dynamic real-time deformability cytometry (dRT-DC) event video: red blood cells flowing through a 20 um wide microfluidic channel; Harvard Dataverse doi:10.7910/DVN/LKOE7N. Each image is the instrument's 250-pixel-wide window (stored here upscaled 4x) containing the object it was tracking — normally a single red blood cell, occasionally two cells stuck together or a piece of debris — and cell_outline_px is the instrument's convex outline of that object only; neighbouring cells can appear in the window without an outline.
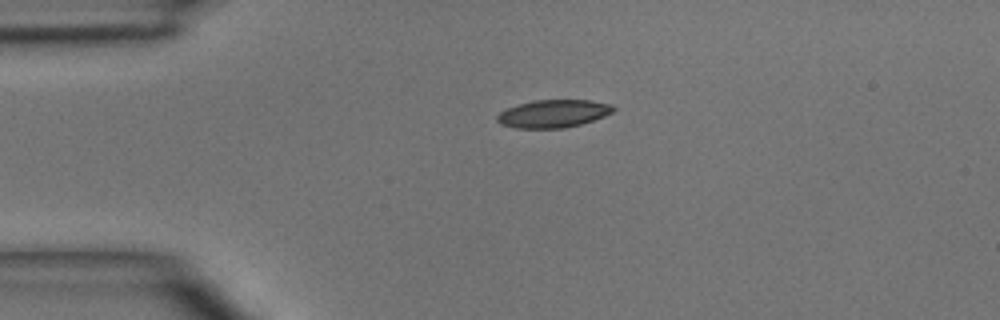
{"species": "common noctule bat (a hibernating species)", "species_latin": "Nyctalus noctula", "temperature_condition": "room temperature", "stored_images_in_passage": 3, "camera_frame_rate_fps": 3000, "um_per_image_px": 0.085, "animal": {"sex": "male", "body_mass_g": 15.6}, "frame": {"image": 1, "passage_image": 1, "time_ms": 0.0, "image_size_px": [1000, 320], "cell_outline_px": [[616, 108], [612, 112], [604, 116], [580, 124], [564, 128], [516, 128], [500, 124], [496, 120], [496, 116], [500, 112], [508, 108], [520, 104], [536, 100], [588, 100], [608, 104]], "centroid_in_image_um": [47.0, 9.67], "position_along_channel_um": 38.0, "area_um2": 18.55}}
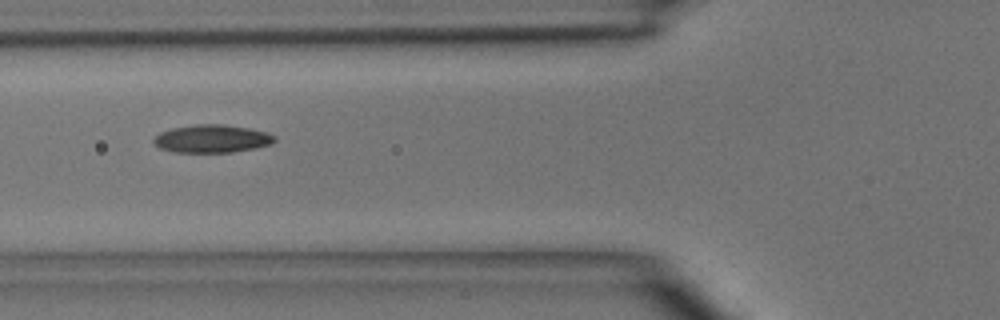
{"frame": {"image": 2, "passage_image": 3, "time_ms": 2.333, "image_size_px": [1000, 320], "cell_outline_px": [[276, 140], [272, 144], [256, 148], [232, 152], [172, 152], [160, 148], [152, 140], [160, 132], [172, 128], [196, 124], [224, 124], [248, 128], [268, 132], [276, 136]], "centroid_in_image_um": [18.05, 11.79], "position_along_channel_um": 107.8, "area_um2": 19.77}}